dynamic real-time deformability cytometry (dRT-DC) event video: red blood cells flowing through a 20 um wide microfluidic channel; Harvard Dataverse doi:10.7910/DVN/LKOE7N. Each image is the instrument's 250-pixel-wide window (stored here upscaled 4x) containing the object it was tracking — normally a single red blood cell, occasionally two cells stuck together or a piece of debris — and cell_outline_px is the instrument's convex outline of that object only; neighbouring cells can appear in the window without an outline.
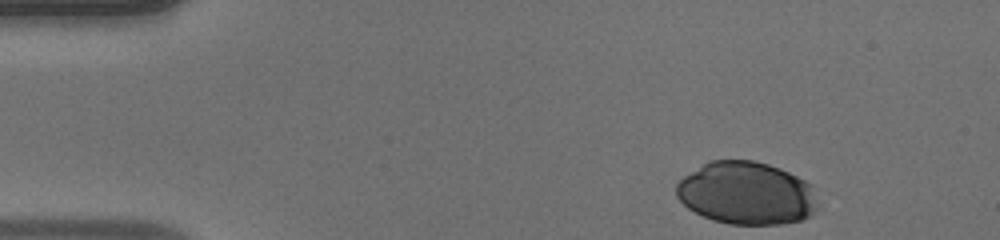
{"species": "human", "species_latin": "Homo sapiens", "temperature_condition": "warm", "stored_images_in_passage": 37, "camera_frame_rate_fps": 3000, "um_per_image_px": 0.085, "donor": {"sex": "male"}, "frame": {"image": 1, "passage_image": 1, "time_ms": 0.0, "image_size_px": [1000, 240], "cell_outline_px": [[816, 208], [812, 216], [800, 220], [780, 224], [728, 224], [712, 220], [688, 208], [676, 196], [676, 184], [684, 176], [704, 164], [712, 160], [752, 160], [768, 164], [780, 168], [812, 184]], "centroid_in_image_um": [63.44, 16.43], "position_along_channel_um": 21.6, "area_um2": 51.5}}
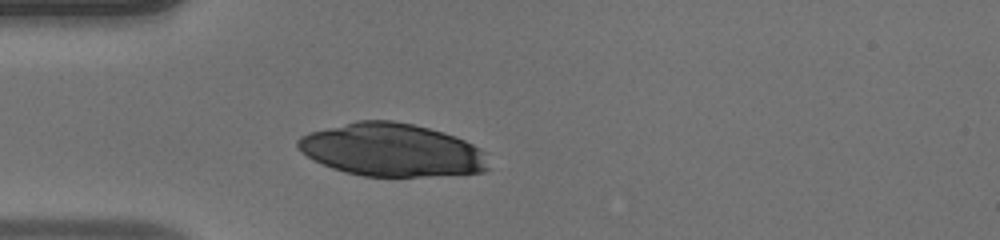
{"frame": {"image": 2, "passage_image": 9, "time_ms": 2.667, "image_size_px": [1000, 240], "cell_outline_px": [[488, 168], [484, 172], [420, 176], [364, 176], [344, 172], [332, 168], [308, 156], [296, 144], [296, 140], [300, 136], [308, 132], [356, 120], [392, 120], [412, 124], [444, 132], [464, 140], [480, 148], [484, 152]], "centroid_in_image_um": [33.28, 12.73], "position_along_channel_um": 51.7, "area_um2": 58.44}}